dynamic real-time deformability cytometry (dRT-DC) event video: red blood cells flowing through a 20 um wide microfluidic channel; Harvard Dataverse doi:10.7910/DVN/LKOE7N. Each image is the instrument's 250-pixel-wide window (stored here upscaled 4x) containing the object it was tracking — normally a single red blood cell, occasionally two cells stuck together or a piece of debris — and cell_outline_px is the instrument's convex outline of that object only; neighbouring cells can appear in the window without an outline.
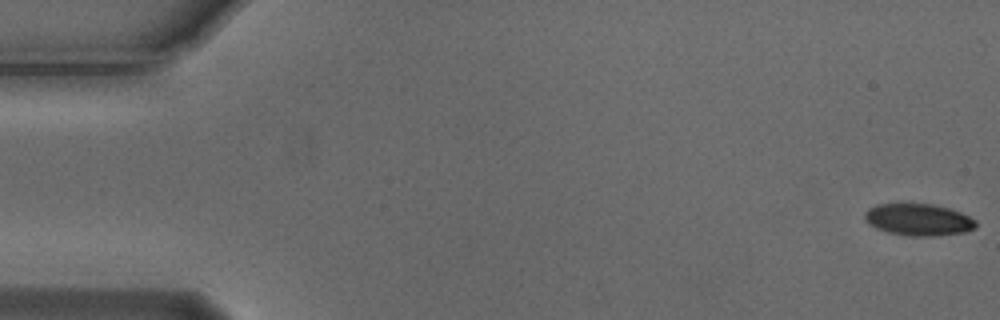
{"species": "Egyptian fruit bat (a non-hibernating species)", "species_latin": "Rousettus aegyptiacus", "temperature_condition": "cold", "stored_images_in_passage": 6, "camera_frame_rate_fps": 3000, "um_per_image_px": 0.085, "animal": {"sex": "male"}, "frame": {"image": 1, "passage_image": 1, "time_ms": 0.0, "image_size_px": [1000, 320], "cell_outline_px": [[976, 228], [964, 232], [936, 236], [908, 236], [888, 232], [876, 228], [868, 224], [864, 220], [864, 212], [868, 208], [876, 204], [932, 204], [948, 208], [960, 212], [976, 220]], "centroid_in_image_um": [78.04, 18.68], "position_along_channel_um": 7.0, "area_um2": 20.75}}